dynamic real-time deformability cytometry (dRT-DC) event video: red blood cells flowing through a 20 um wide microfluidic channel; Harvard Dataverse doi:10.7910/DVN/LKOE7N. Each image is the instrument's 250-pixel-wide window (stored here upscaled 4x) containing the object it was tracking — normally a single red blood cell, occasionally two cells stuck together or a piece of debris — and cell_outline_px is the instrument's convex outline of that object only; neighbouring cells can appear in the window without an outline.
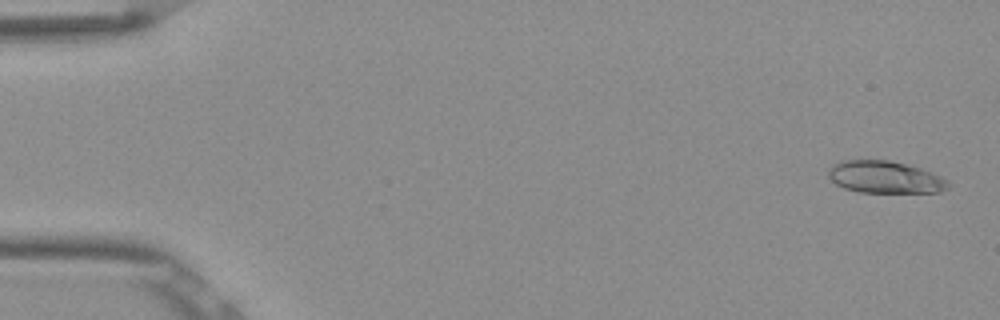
{"species": "Egyptian fruit bat (a non-hibernating species)", "species_latin": "Rousettus aegyptiacus", "temperature_condition": "room temperature", "stored_images_in_passage": 48, "camera_frame_rate_fps": 3000, "um_per_image_px": 0.085, "frame": {"image": 1, "passage_image": 2, "time_ms": 0.333, "image_size_px": [1000, 320], "cell_outline_px": [[952, 184], [948, 188], [940, 192], [860, 192], [844, 188], [836, 184], [828, 176], [828, 168], [832, 164], [840, 160], [888, 160], [920, 168], [932, 172], [948, 180]], "centroid_in_image_um": [75.22, 15.05], "position_along_channel_um": 9.8, "area_um2": 22.54}}
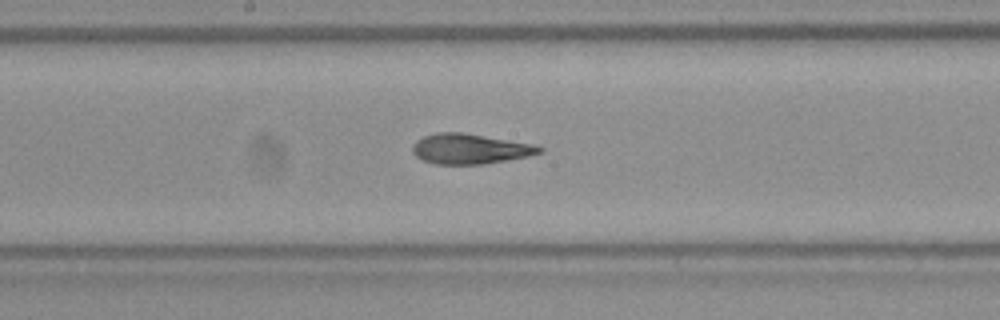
{"frame": {"image": 2, "passage_image": 28, "time_ms": 9.0, "image_size_px": [1000, 320], "cell_outline_px": [[544, 152], [528, 156], [484, 164], [436, 164], [424, 160], [416, 156], [412, 152], [412, 144], [416, 140], [424, 136], [436, 132], [460, 132], [536, 144], [544, 148]], "centroid_in_image_um": [39.96, 12.65], "position_along_channel_um": 208.2, "area_um2": 22.37}}
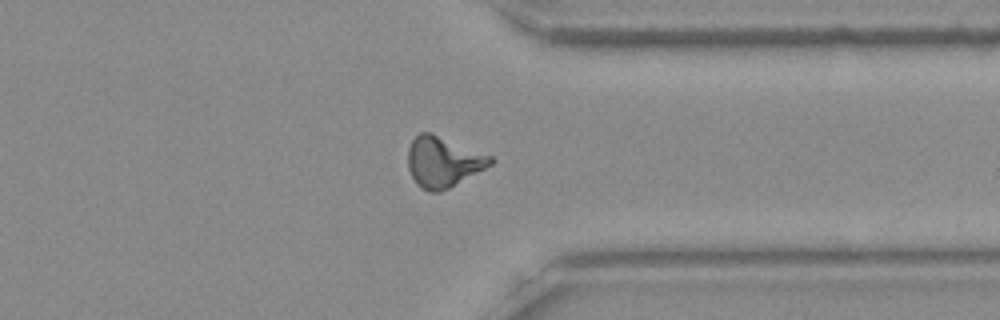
{"frame": {"image": 3, "passage_image": 41, "time_ms": 13.333, "image_size_px": [1000, 320], "cell_outline_px": [[496, 160], [492, 164], [448, 188], [440, 192], [428, 192], [420, 188], [416, 184], [408, 168], [408, 148], [412, 140], [420, 132], [432, 132], [492, 156]], "centroid_in_image_um": [37.65, 13.75], "position_along_channel_um": 373.8, "area_um2": 24.33}, "authors_computed_cell_mechanics": {"area_um2": 22.5131, "velocity_mm_per_s": 3.8925, "shape_relaxation_time_tau1_ms": null, "shape_relaxation_time_tau2_ms": 1.9923, "deformation_change_tau1": null, "deformation_change_tau2": 0.1008}}